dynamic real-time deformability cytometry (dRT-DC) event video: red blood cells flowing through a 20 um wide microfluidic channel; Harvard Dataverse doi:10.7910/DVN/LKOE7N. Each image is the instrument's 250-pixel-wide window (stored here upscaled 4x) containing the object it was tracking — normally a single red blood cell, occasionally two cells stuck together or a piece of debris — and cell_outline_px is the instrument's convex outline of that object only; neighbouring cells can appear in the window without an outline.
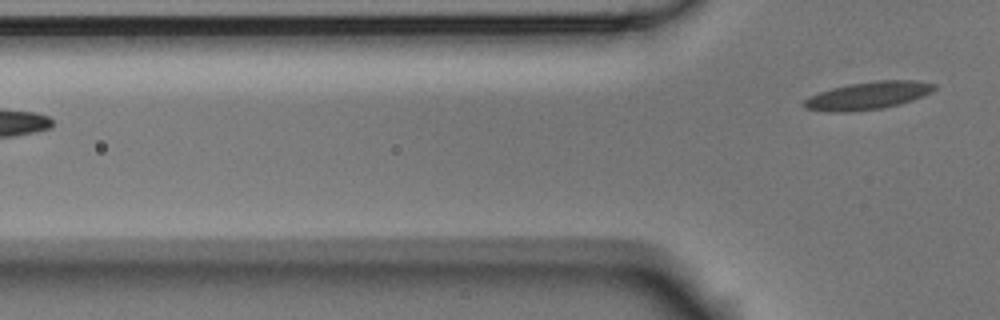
{"species": "Egyptian fruit bat (a non-hibernating species)", "species_latin": "Rousettus aegyptiacus", "temperature_condition": "room temperature", "stored_images_in_passage": 7, "camera_frame_rate_fps": 3000, "um_per_image_px": 0.085, "animal": {"sex": "male"}, "frame": {"image": 1, "passage_image": 7, "time_ms": 2.0, "image_size_px": [1000, 320], "cell_outline_px": [[936, 88], [932, 92], [912, 100], [900, 104], [880, 108], [852, 112], [828, 112], [804, 108], [804, 100], [808, 96], [832, 88], [848, 84], [876, 80], [916, 80], [936, 84]], "centroid_in_image_um": [73.78, 8.12], "position_along_channel_um": 52.0, "area_um2": 21.1}}